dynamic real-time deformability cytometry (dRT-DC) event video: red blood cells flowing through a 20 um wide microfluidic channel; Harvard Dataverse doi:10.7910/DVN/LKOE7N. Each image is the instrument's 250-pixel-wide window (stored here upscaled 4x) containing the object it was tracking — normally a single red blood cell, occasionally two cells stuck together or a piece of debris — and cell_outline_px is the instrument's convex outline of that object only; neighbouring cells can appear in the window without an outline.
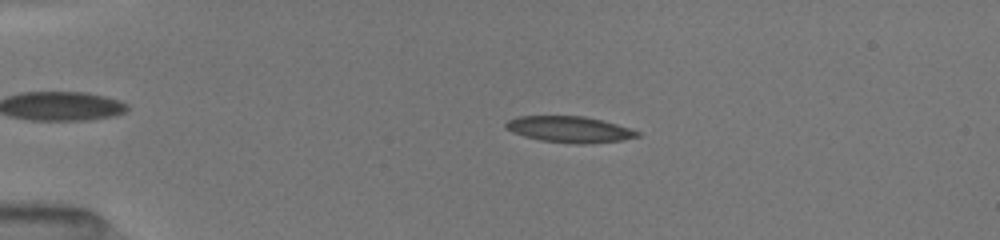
{"species": "common noctule bat (a hibernating species)", "species_latin": "Nyctalus noctula", "temperature_condition": "room temperature", "stored_images_in_passage": 45, "camera_frame_rate_fps": 3000, "um_per_image_px": 0.085, "animal": {"sex": "female", "body_mass_g": 19.5, "forearm_length_mm": 54.1}, "frame": {"image": 1, "passage_image": 11, "time_ms": 3.333, "image_size_px": [1000, 240], "cell_outline_px": [[640, 136], [620, 140], [584, 144], [572, 144], [540, 140], [524, 136], [512, 132], [504, 128], [504, 124], [508, 120], [520, 116], [584, 116], [604, 120], [640, 132]], "centroid_in_image_um": [48.38, 10.99], "position_along_channel_um": 36.6, "area_um2": 20.06}}
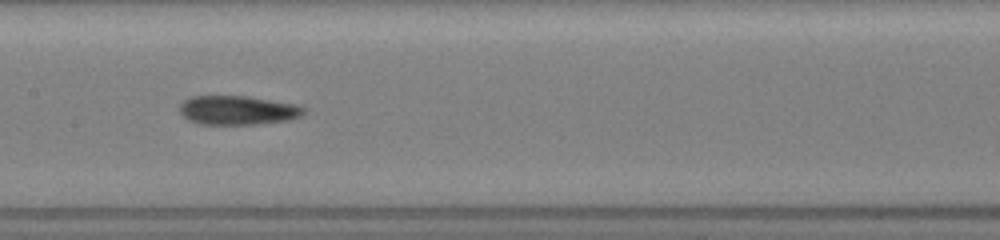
{"frame": {"image": 2, "passage_image": 26, "time_ms": 8.333, "image_size_px": [1000, 240], "cell_outline_px": [[308, 108], [300, 116], [288, 120], [256, 124], [200, 124], [188, 120], [180, 112], [180, 104], [184, 100], [192, 96], [248, 96], [296, 104]], "centroid_in_image_um": [20.22, 9.36], "position_along_channel_um": 187.2, "area_um2": 21.04}}
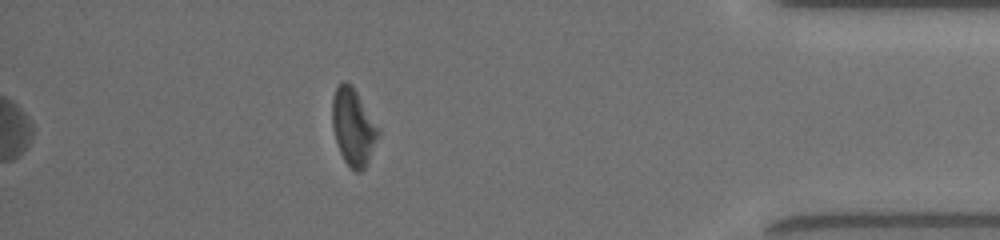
{"frame": {"image": 3, "passage_image": 45, "time_ms": 14.667, "image_size_px": [1000, 240], "cell_outline_px": [[380, 132], [368, 160], [364, 168], [360, 172], [356, 172], [344, 160], [340, 152], [332, 128], [332, 96], [336, 88], [344, 80], [352, 84], [380, 128]], "centroid_in_image_um": [30.02, 10.75], "position_along_channel_um": 405.2, "area_um2": 20.58}, "authors_computed_cell_mechanics": {"area_um2": 21.0392, "velocity_mm_per_s": 4.0333, "shape_relaxation_time_tau1_ms": 5.0798, "shape_relaxation_time_tau2_ms": 7.9898, "deformation_change_tau1": 0.1638, "deformation_change_tau2": 0.2065}}